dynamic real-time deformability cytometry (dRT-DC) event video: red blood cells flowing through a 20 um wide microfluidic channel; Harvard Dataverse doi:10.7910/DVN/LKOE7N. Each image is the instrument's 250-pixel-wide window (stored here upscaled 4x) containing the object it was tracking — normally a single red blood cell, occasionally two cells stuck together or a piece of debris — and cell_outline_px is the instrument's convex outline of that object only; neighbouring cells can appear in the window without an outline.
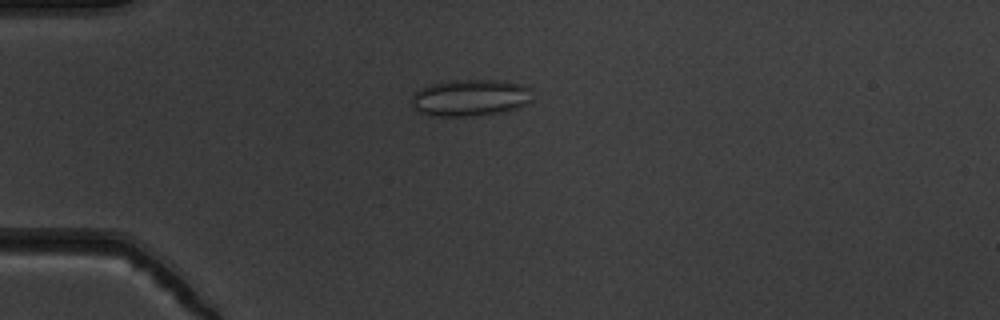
{"species": "common noctule bat (a hibernating species)", "species_latin": "Nyctalus noctula", "temperature_condition": "warm", "stored_images_in_passage": 40, "camera_frame_rate_fps": 3000, "um_per_image_px": 0.085, "animal": {"sex": "male", "body_mass_g": 19.5, "forearm_length_mm": 54.6}, "frame": {"image": 1, "passage_image": 1, "time_ms": 0.0, "image_size_px": [1000, 320], "cell_outline_px": [[532, 100], [528, 104], [504, 112], [476, 116], [428, 116], [416, 112], [412, 104], [412, 96], [420, 88], [444, 80], [496, 80], [524, 84], [528, 88]], "centroid_in_image_um": [39.94, 8.32], "position_along_channel_um": 45.1, "area_um2": 26.24}}
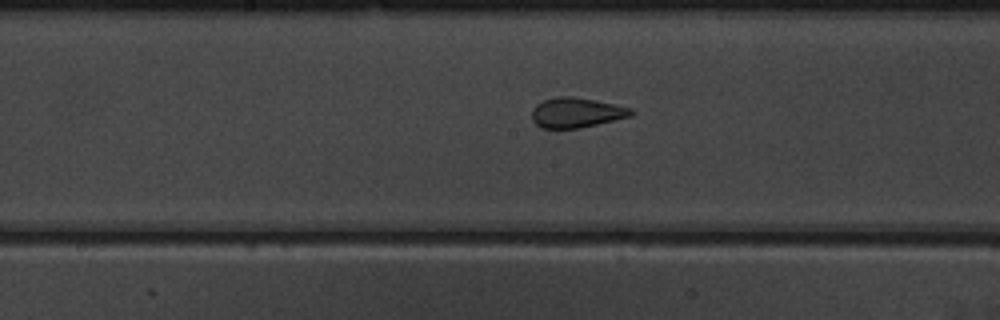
{"frame": {"image": 2, "passage_image": 15, "time_ms": 4.667, "image_size_px": [1000, 320], "cell_outline_px": [[636, 112], [632, 116], [580, 128], [540, 128], [532, 120], [532, 108], [536, 104], [544, 100], [556, 96], [572, 96], [616, 104], [632, 108]], "centroid_in_image_um": [49.0, 9.57], "position_along_channel_um": 199.2, "area_um2": 17.51}}
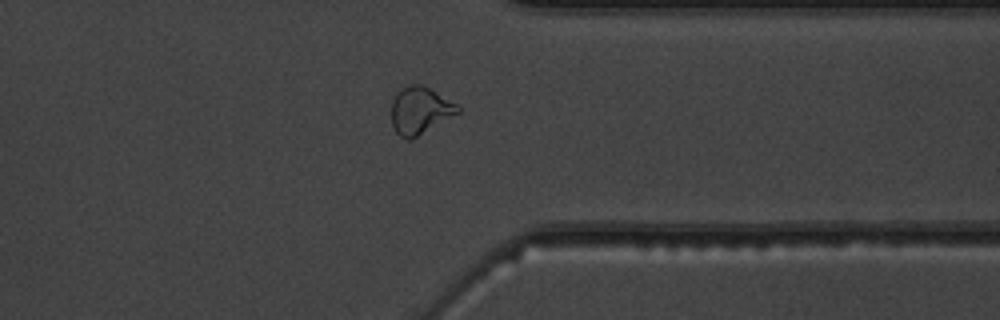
{"frame": {"image": 3, "passage_image": 29, "time_ms": 9.333, "image_size_px": [1000, 320], "cell_outline_px": [[460, 112], [412, 140], [408, 140], [400, 136], [396, 132], [392, 124], [392, 100], [396, 92], [408, 84], [424, 84], [456, 104], [460, 108]], "centroid_in_image_um": [35.69, 9.39], "position_along_channel_um": 375.7, "area_um2": 18.38}, "authors_computed_cell_mechanics": {"area_um2": 18.0625, "velocity_mm_per_s": 3.827, "shape_relaxation_time_tau1_ms": null, "shape_relaxation_time_tau2_ms": 0.6925, "deformation_change_tau1": null, "deformation_change_tau2": 0.0797}}